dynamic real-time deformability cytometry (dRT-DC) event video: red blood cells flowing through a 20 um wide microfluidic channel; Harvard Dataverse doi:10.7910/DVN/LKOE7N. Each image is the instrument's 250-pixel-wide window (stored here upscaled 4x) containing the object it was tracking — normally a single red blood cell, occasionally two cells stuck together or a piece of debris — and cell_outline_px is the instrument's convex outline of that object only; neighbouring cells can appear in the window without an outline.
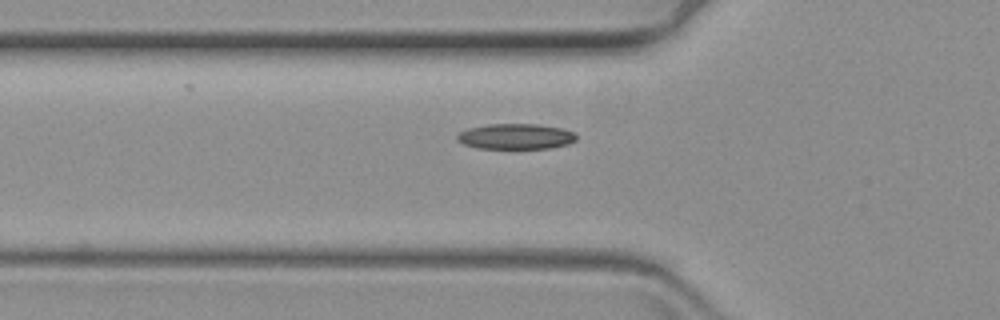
{"species": "common noctule bat (a hibernating species)", "species_latin": "Nyctalus noctula", "temperature_condition": "warm", "stored_images_in_passage": 45, "camera_frame_rate_fps": 3000, "um_per_image_px": 0.085, "animal": {"sex": "female", "body_mass_g": 19.3, "forearm_length_mm": 54.1}, "frame": {"image": 1, "passage_image": 10, "time_ms": 3.0, "image_size_px": [1000, 320], "cell_outline_px": [[576, 140], [568, 144], [548, 148], [480, 148], [464, 144], [456, 140], [456, 136], [460, 132], [468, 128], [488, 124], [536, 124], [560, 128], [572, 132], [576, 136]], "centroid_in_image_um": [43.81, 11.59], "position_along_channel_um": 82.0, "area_um2": 17.51}}
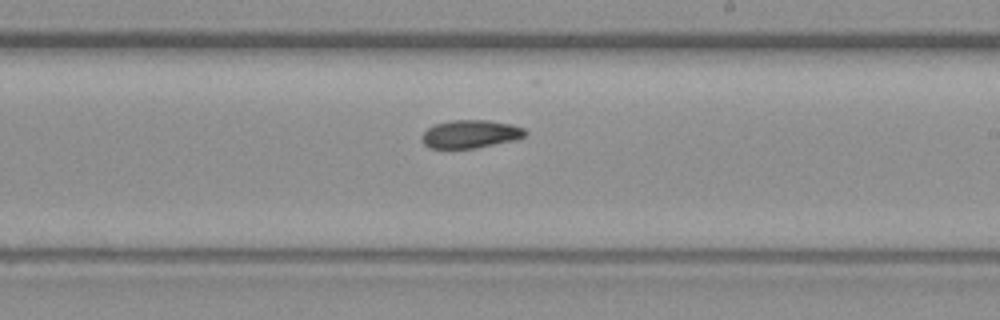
{"frame": {"image": 2, "passage_image": 25, "time_ms": 8.0, "image_size_px": [1000, 320], "cell_outline_px": [[528, 132], [524, 136], [512, 140], [476, 148], [428, 148], [420, 140], [424, 132], [428, 128], [436, 124], [452, 120], [488, 120], [512, 124], [524, 128]], "centroid_in_image_um": [39.97, 11.39], "position_along_channel_um": 249.0, "area_um2": 16.82}}
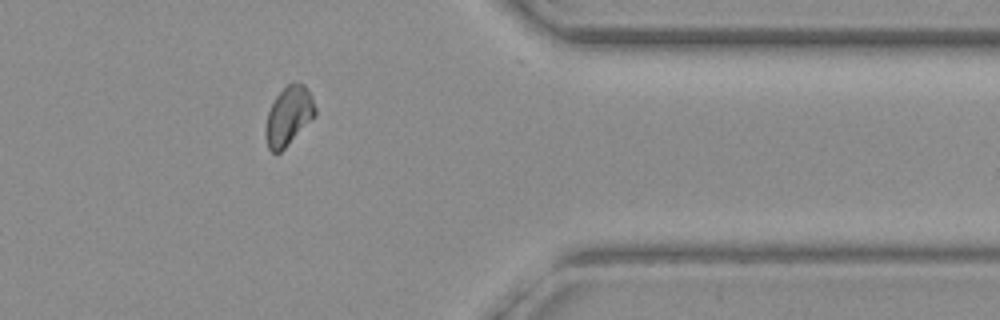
{"frame": {"image": 3, "passage_image": 39, "time_ms": 12.667, "image_size_px": [1000, 320], "cell_outline_px": [[316, 116], [280, 152], [272, 152], [268, 148], [264, 132], [264, 128], [268, 112], [276, 96], [288, 84], [304, 84], [308, 88], [312, 96], [316, 108]], "centroid_in_image_um": [24.54, 9.86], "position_along_channel_um": 386.9, "area_um2": 16.94}}